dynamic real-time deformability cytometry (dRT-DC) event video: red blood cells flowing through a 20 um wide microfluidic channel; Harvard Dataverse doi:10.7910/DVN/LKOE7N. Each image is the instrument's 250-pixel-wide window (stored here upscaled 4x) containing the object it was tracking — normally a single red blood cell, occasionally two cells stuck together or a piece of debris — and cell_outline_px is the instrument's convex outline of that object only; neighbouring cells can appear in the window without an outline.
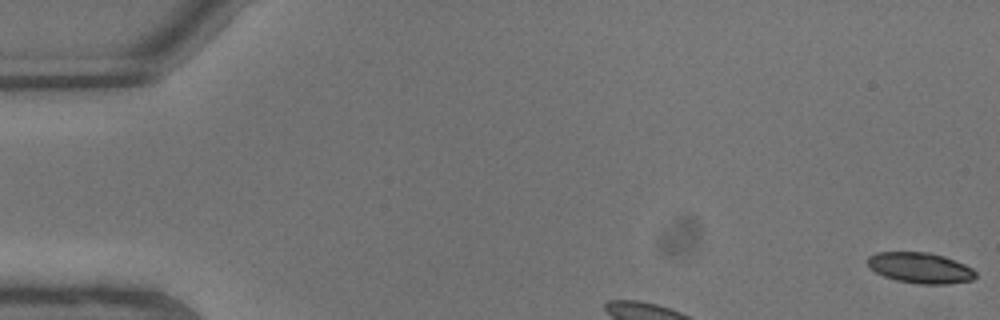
{"species": "common noctule bat (a hibernating species)", "species_latin": "Nyctalus noctula", "temperature_condition": "warm", "stored_images_in_passage": 4, "camera_frame_rate_fps": 3000, "um_per_image_px": 0.085, "animal": {"sex": "male", "body_mass_g": 13.3}, "frame": {"image": 1, "passage_image": 1, "time_ms": 0.0, "image_size_px": [1000, 320], "cell_outline_px": [[976, 276], [972, 280], [948, 284], [920, 284], [896, 280], [884, 276], [868, 268], [868, 256], [876, 252], [932, 252], [944, 256], [964, 264], [972, 268], [976, 272]], "centroid_in_image_um": [78.21, 22.76], "position_along_channel_um": 6.8, "area_um2": 19.42}}